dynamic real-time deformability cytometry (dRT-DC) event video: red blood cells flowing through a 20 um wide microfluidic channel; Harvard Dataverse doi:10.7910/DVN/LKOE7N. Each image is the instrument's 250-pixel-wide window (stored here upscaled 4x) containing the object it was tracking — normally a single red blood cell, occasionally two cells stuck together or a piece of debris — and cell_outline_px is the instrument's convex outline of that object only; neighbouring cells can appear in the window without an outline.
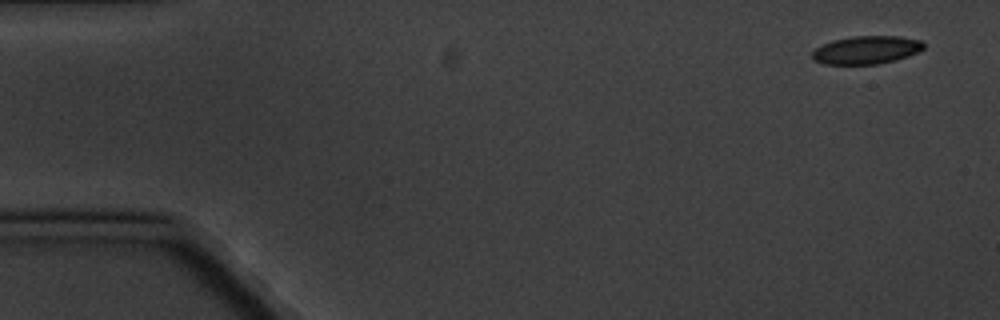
{"species": "common noctule bat (a hibernating species)", "species_latin": "Nyctalus noctula", "temperature_condition": "cold", "stored_images_in_passage": 11, "camera_frame_rate_fps": 3000, "um_per_image_px": 0.085, "animal": {"sex": "male", "body_mass_g": 20.1, "forearm_length_mm": 53.5}, "frame": {"image": 1, "passage_image": 1, "time_ms": 0.0, "image_size_px": [1000, 320], "cell_outline_px": [[924, 48], [908, 56], [896, 60], [876, 64], [824, 64], [812, 60], [812, 52], [816, 48], [832, 40], [852, 36], [900, 36], [920, 40], [924, 44]], "centroid_in_image_um": [73.62, 4.24], "position_along_channel_um": 11.4, "area_um2": 18.21}}
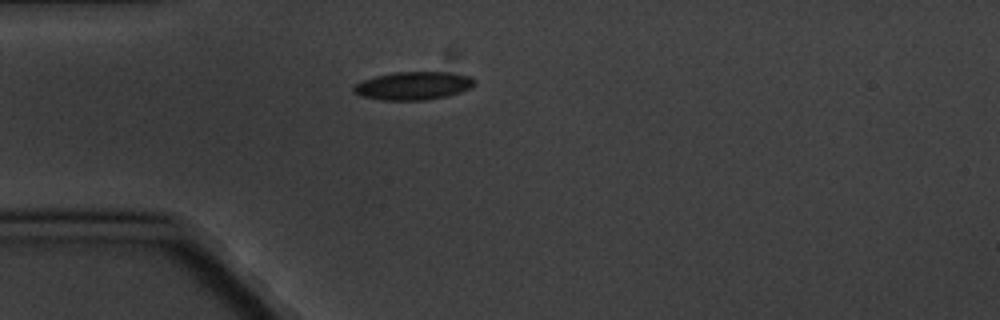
{"frame": {"image": 2, "passage_image": 4, "time_ms": 4.333, "image_size_px": [1000, 320], "cell_outline_px": [[476, 84], [460, 92], [444, 96], [424, 100], [380, 100], [360, 96], [352, 92], [352, 88], [356, 84], [364, 80], [376, 76], [392, 72], [448, 72], [472, 76], [476, 80]], "centroid_in_image_um": [35.12, 7.28], "position_along_channel_um": 49.9, "area_um2": 19.83}}
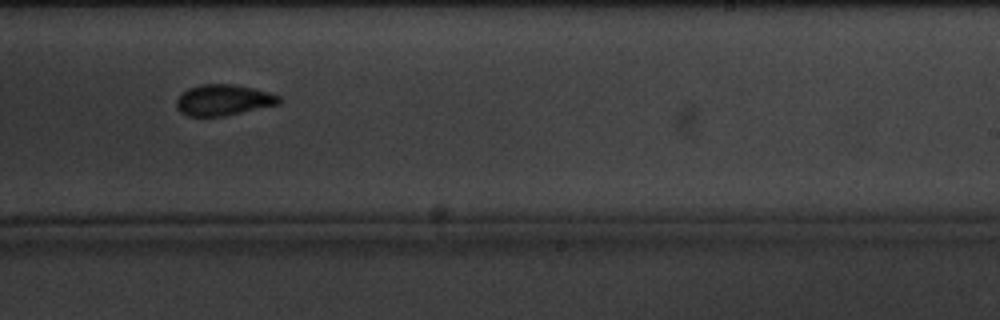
{"frame": {"image": 3, "passage_image": 10, "time_ms": 11.333, "image_size_px": [1000, 320], "cell_outline_px": [[280, 104], [224, 116], [188, 116], [180, 112], [176, 108], [176, 100], [188, 88], [200, 84], [236, 84], [268, 92], [280, 96]], "centroid_in_image_um": [18.98, 8.5], "position_along_channel_um": 270.0, "area_um2": 18.5}}